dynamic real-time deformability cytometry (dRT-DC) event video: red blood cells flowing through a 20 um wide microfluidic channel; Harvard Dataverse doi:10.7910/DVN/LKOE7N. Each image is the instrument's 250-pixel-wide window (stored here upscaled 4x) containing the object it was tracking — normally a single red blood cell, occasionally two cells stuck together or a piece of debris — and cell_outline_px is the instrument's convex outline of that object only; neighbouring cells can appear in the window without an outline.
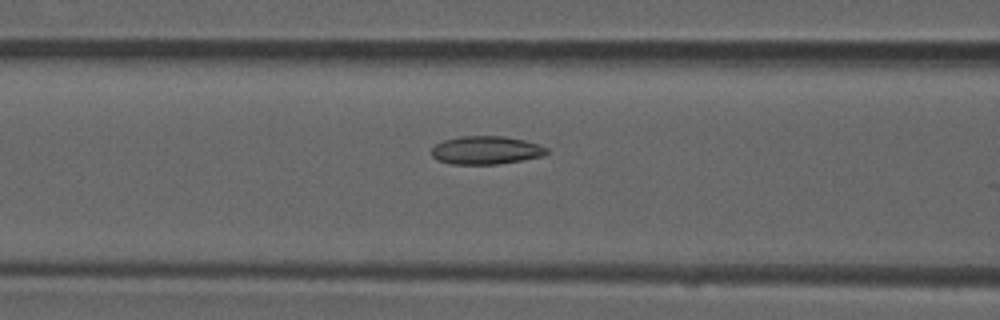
{"species": "common noctule bat (a hibernating species)", "species_latin": "Nyctalus noctula", "temperature_condition": "room temperature", "stored_images_in_passage": 25, "camera_frame_rate_fps": 3000, "um_per_image_px": 0.085, "animal": {"sex": "male", "forearm_length_mm": 52.5}, "frame": {"image": 1, "passage_image": 21, "time_ms": 6.667, "image_size_px": [1000, 320], "cell_outline_px": [[548, 152], [544, 156], [496, 164], [452, 164], [436, 160], [432, 156], [432, 148], [436, 144], [444, 140], [460, 136], [504, 136], [524, 140], [540, 144], [548, 148]], "centroid_in_image_um": [41.32, 12.76], "position_along_channel_um": 125.3, "area_um2": 18.96}}
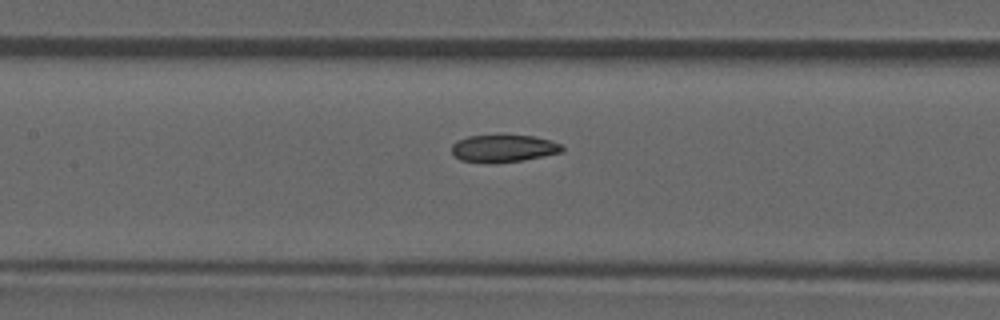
{"frame": {"image": 2, "passage_image": 24, "time_ms": 7.667, "image_size_px": [1000, 320], "cell_outline_px": [[564, 152], [524, 160], [492, 164], [488, 164], [460, 160], [452, 152], [452, 144], [456, 140], [468, 136], [536, 136], [560, 144], [564, 148]], "centroid_in_image_um": [42.79, 12.64], "position_along_channel_um": 164.6, "area_um2": 17.69}}